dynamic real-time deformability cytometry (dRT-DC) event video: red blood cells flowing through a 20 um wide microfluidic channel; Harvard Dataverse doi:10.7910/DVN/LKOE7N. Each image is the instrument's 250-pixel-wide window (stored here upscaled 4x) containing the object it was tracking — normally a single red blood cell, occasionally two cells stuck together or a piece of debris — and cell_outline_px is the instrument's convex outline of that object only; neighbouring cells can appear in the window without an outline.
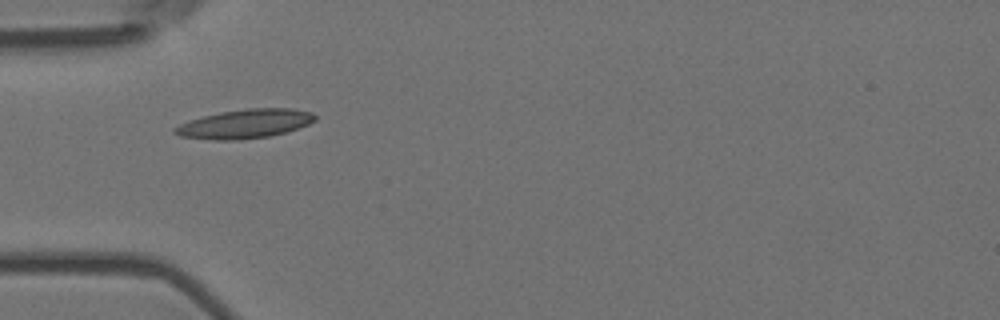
{"species": "Egyptian fruit bat (a non-hibernating species)", "species_latin": "Rousettus aegyptiacus", "temperature_condition": "room temperature", "stored_images_in_passage": 2, "camera_frame_rate_fps": 3000, "um_per_image_px": 0.085, "animal": {"sex": "female"}, "frame": {"image": 1, "passage_image": 1, "time_ms": 0.0, "image_size_px": [1000, 320], "cell_outline_px": [[316, 120], [300, 128], [268, 136], [236, 140], [216, 140], [180, 136], [172, 132], [172, 128], [188, 120], [220, 112], [248, 108], [292, 108], [312, 112], [316, 116]], "centroid_in_image_um": [20.81, 10.52], "position_along_channel_um": 64.2, "area_um2": 23.7}}
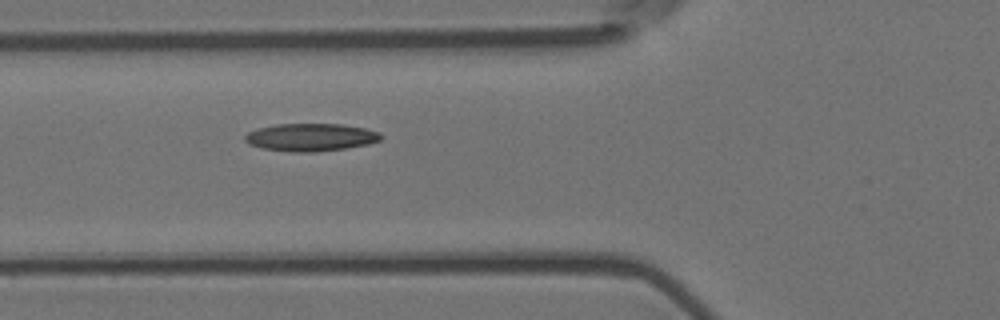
{"frame": {"image": 2, "passage_image": 2, "time_ms": 0.333, "image_size_px": [1000, 320], "cell_outline_px": [[384, 136], [380, 140], [368, 144], [344, 148], [316, 152], [288, 152], [264, 148], [248, 144], [244, 140], [244, 136], [248, 132], [256, 128], [276, 124], [344, 124], [364, 128], [380, 132]], "centroid_in_image_um": [26.4, 11.66], "position_along_channel_um": 99.4, "area_um2": 22.08}}